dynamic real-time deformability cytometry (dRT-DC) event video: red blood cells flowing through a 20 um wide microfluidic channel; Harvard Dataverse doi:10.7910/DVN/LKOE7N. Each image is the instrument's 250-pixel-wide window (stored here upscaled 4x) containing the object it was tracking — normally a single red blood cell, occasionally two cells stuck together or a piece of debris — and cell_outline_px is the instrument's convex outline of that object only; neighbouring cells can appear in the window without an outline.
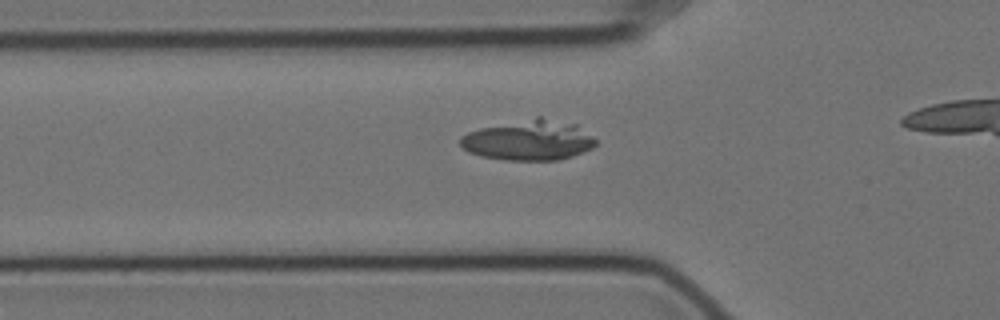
{"species": "Egyptian fruit bat (a non-hibernating species)", "species_latin": "Rousettus aegyptiacus", "temperature_condition": "cold", "stored_images_in_passage": 12, "camera_frame_rate_fps": 3000, "um_per_image_px": 0.085, "animal": {"sex": "female"}, "frame": {"image": 1, "passage_image": 6, "time_ms": 1.667, "image_size_px": [1000, 320], "cell_outline_px": [[596, 144], [592, 148], [572, 156], [560, 160], [508, 160], [480, 156], [468, 152], [460, 144], [460, 136], [468, 132], [480, 128], [536, 116], [540, 116], [576, 124], [596, 140]], "centroid_in_image_um": [44.93, 11.91], "position_along_channel_um": 80.9, "area_um2": 31.85}}
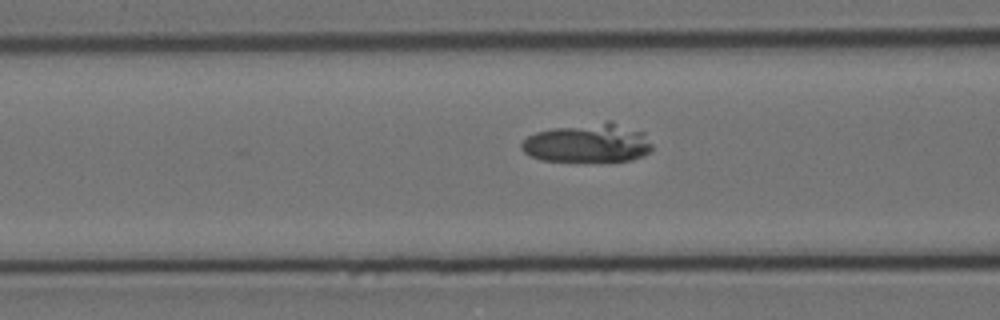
{"frame": {"image": 2, "passage_image": 9, "time_ms": 2.667, "image_size_px": [1000, 320], "cell_outline_px": [[652, 152], [644, 156], [632, 160], [540, 160], [528, 156], [520, 148], [520, 144], [528, 136], [536, 132], [552, 128], [608, 120], [612, 120], [644, 132], [652, 144]], "centroid_in_image_um": [50.0, 12.13], "position_along_channel_um": 116.6, "area_um2": 29.82}}